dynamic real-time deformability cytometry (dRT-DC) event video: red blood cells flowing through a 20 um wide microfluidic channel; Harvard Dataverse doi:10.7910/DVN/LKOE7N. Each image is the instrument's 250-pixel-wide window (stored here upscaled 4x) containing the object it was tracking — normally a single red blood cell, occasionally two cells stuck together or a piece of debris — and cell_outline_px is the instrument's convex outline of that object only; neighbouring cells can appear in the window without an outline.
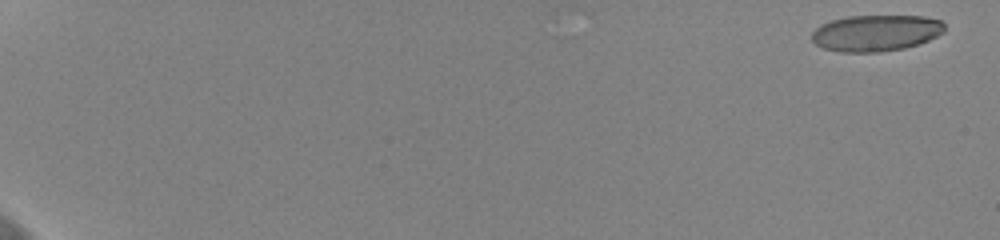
{"species": "human", "species_latin": "Homo sapiens", "temperature_condition": "cold", "stored_images_in_passage": 11, "camera_frame_rate_fps": 3000, "um_per_image_px": 0.085, "donor": {"sex": "female"}, "frame": {"image": 1, "passage_image": 1, "time_ms": 0.0, "image_size_px": [1000, 240], "cell_outline_px": [[944, 32], [928, 40], [904, 48], [876, 52], [840, 52], [824, 48], [816, 44], [812, 40], [812, 32], [820, 24], [832, 20], [848, 16], [924, 16], [940, 20], [944, 24]], "centroid_in_image_um": [74.43, 2.8], "position_along_channel_um": 10.6, "area_um2": 27.98}}